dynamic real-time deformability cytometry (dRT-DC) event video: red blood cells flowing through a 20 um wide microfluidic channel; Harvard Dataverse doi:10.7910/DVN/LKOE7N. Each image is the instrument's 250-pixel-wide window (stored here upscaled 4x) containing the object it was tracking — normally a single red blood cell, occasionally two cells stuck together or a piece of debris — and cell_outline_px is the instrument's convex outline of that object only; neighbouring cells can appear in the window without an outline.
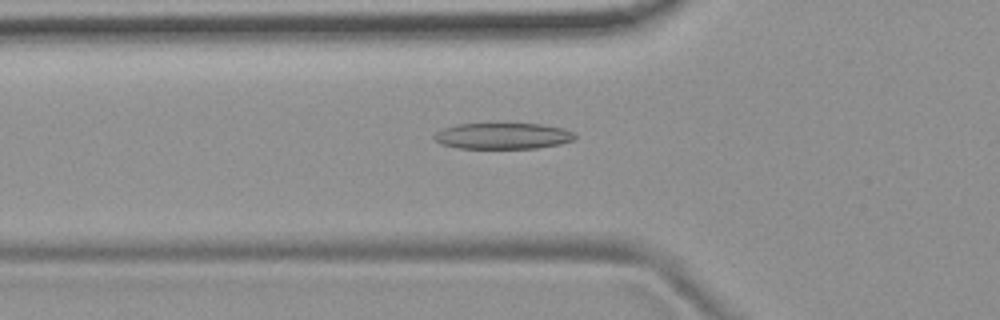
{"species": "common noctule bat (a hibernating species)", "species_latin": "Nyctalus noctula", "temperature_condition": "room temperature", "stored_images_in_passage": 54, "camera_frame_rate_fps": 3000, "um_per_image_px": 0.085, "animal": {"sex": "female", "body_mass_g": 19.9}, "frame": {"image": 1, "passage_image": 19, "time_ms": 6.0, "image_size_px": [1000, 320], "cell_outline_px": [[576, 136], [572, 140], [560, 144], [536, 148], [460, 148], [444, 144], [436, 140], [432, 136], [436, 132], [444, 128], [456, 124], [540, 124], [564, 128], [572, 132]], "centroid_in_image_um": [42.75, 11.55], "position_along_channel_um": 83.1, "area_um2": 21.15}}
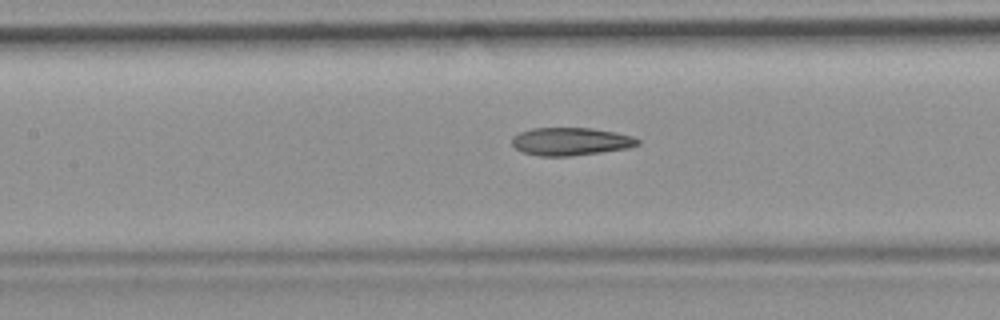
{"frame": {"image": 2, "passage_image": 25, "time_ms": 8.0, "image_size_px": [1000, 320], "cell_outline_px": [[640, 144], [628, 148], [572, 156], [540, 156], [524, 152], [516, 148], [512, 144], [512, 136], [520, 132], [532, 128], [592, 128], [616, 132], [632, 136], [640, 140]], "centroid_in_image_um": [48.52, 12.02], "position_along_channel_um": 158.9, "area_um2": 20.4}}
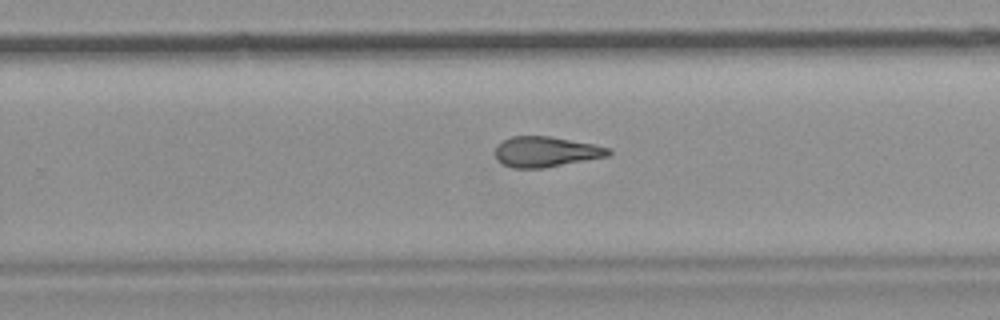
{"frame": {"image": 3, "passage_image": 35, "time_ms": 11.333, "image_size_px": [1000, 320], "cell_outline_px": [[612, 152], [608, 156], [544, 168], [512, 168], [496, 160], [496, 144], [512, 136], [552, 136], [596, 144], [608, 148]], "centroid_in_image_um": [46.4, 12.89], "position_along_channel_um": 283.4, "area_um2": 20.17}, "authors_computed_cell_mechanics": {"area_um2": 21.2993, "velocity_mm_per_s": 3.761, "shape_relaxation_time_tau1_ms": null, "shape_relaxation_time_tau2_ms": 3.572, "deformation_change_tau1": null, "deformation_change_tau2": 0.1393}}